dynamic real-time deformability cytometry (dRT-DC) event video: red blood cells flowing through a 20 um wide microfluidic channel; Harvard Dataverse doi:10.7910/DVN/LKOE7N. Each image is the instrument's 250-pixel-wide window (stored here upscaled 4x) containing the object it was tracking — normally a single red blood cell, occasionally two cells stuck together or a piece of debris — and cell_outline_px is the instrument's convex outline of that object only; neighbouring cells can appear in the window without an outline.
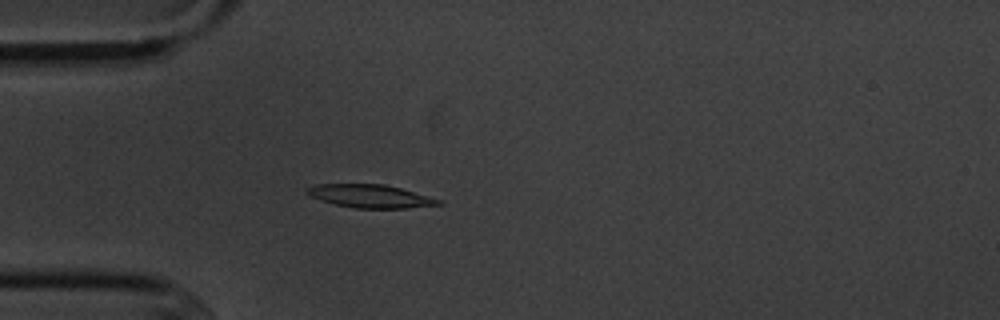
{"species": "common noctule bat (a hibernating species)", "species_latin": "Nyctalus noctula", "temperature_condition": "cold", "stored_images_in_passage": 3, "camera_frame_rate_fps": 3000, "um_per_image_px": 0.085, "animal": {"sex": "male", "body_mass_g": 20.1, "forearm_length_mm": 53.5}, "frame": {"image": 1, "passage_image": 3, "time_ms": 3.333, "image_size_px": [1000, 320], "cell_outline_px": [[444, 204], [408, 208], [356, 208], [336, 204], [320, 200], [308, 196], [304, 192], [304, 188], [316, 184], [384, 184], [400, 188], [444, 200]], "centroid_in_image_um": [31.46, 16.67], "position_along_channel_um": 53.5, "area_um2": 17.92}}